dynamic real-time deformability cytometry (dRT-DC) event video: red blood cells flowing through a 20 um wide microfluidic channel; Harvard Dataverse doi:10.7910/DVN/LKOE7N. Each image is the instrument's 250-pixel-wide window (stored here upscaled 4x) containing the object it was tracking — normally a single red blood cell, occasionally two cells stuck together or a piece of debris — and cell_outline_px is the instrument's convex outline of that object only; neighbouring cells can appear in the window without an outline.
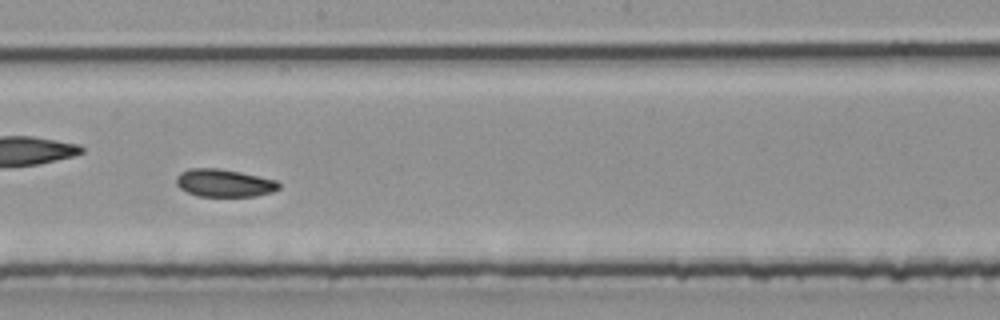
{"species": "common noctule bat (a hibernating species)", "species_latin": "Nyctalus noctula", "temperature_condition": "room temperature", "stored_images_in_passage": 40, "camera_frame_rate_fps": 3000, "um_per_image_px": 0.085, "animal": {"sex": "male", "body_mass_g": 20.4}, "frame": {"image": 1, "passage_image": 23, "time_ms": 7.333, "image_size_px": [1000, 320], "cell_outline_px": [[280, 188], [272, 192], [256, 196], [196, 196], [180, 188], [176, 184], [176, 176], [180, 172], [192, 168], [220, 168], [240, 172], [276, 180], [280, 184]], "centroid_in_image_um": [19.04, 15.55], "position_along_channel_um": 229.2, "area_um2": 16.59}}
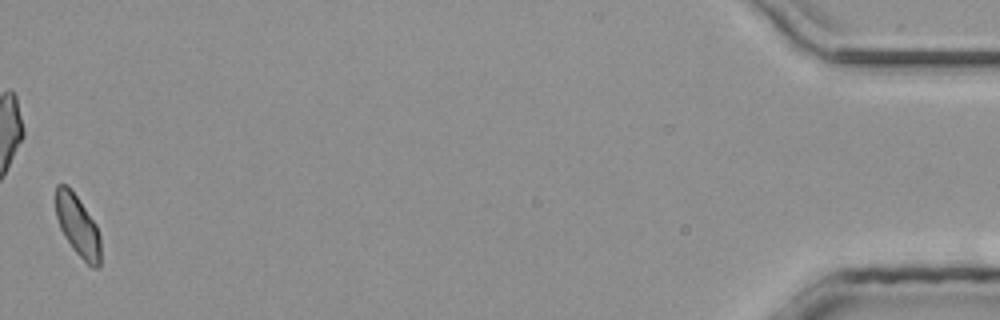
{"frame": {"image": 2, "passage_image": 40, "time_ms": 13.0, "image_size_px": [1000, 320], "cell_outline_px": [[100, 268], [92, 268], [72, 248], [64, 236], [60, 228], [56, 216], [56, 184], [68, 184], [96, 224], [100, 236]], "centroid_in_image_um": [6.61, 19.19], "position_along_channel_um": 428.6, "area_um2": 16.01}}